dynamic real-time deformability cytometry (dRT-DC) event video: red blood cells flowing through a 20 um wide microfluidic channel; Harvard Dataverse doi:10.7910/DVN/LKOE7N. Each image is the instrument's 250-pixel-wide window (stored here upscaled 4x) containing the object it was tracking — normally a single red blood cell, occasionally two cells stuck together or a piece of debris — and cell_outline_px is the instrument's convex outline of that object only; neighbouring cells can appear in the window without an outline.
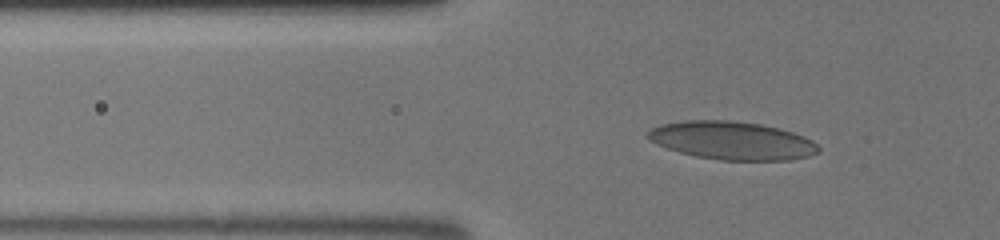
{"species": "human", "species_latin": "Homo sapiens", "temperature_condition": "room temperature", "stored_images_in_passage": 47, "camera_frame_rate_fps": 3000, "um_per_image_px": 0.085, "donor": {"sex": "male"}, "frame": {"image": 1, "passage_image": 18, "time_ms": 5.667, "image_size_px": [1000, 240], "cell_outline_px": [[820, 152], [808, 156], [792, 160], [720, 160], [696, 156], [680, 152], [668, 148], [652, 140], [648, 136], [648, 132], [652, 128], [660, 124], [684, 120], [728, 120], [760, 124], [780, 128], [804, 136], [812, 140], [820, 148]], "centroid_in_image_um": [62.28, 11.94], "position_along_channel_um": 63.5, "area_um2": 37.74}}
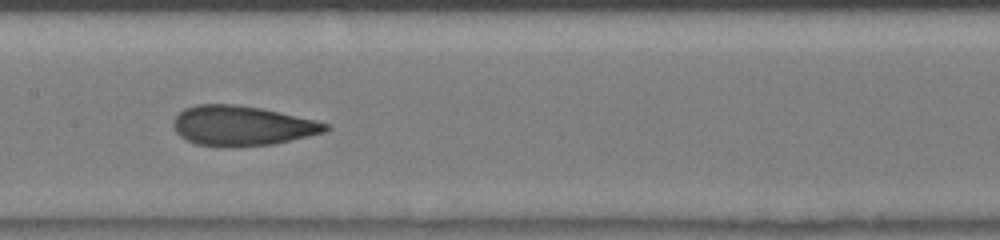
{"frame": {"image": 2, "passage_image": 27, "time_ms": 8.667, "image_size_px": [1000, 240], "cell_outline_px": [[332, 128], [324, 132], [276, 144], [196, 144], [180, 136], [172, 128], [172, 120], [184, 108], [196, 104], [236, 104], [260, 108], [316, 120], [328, 124]], "centroid_in_image_um": [20.57, 10.64], "position_along_channel_um": 186.8, "area_um2": 34.56}}
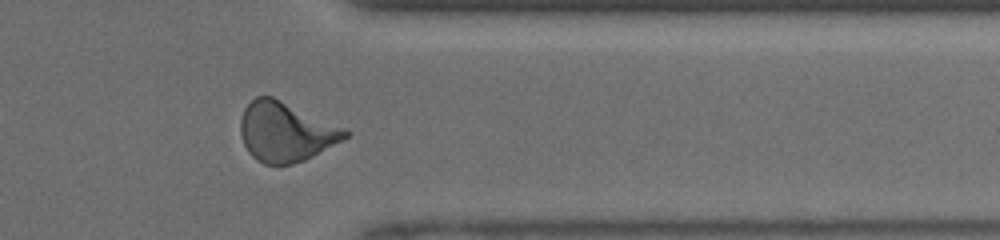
{"frame": {"image": 3, "passage_image": 40, "time_ms": 13.0, "image_size_px": [1000, 240], "cell_outline_px": [[348, 136], [344, 140], [304, 160], [292, 164], [264, 164], [256, 160], [248, 152], [244, 144], [240, 132], [240, 120], [244, 108], [256, 96], [272, 96], [344, 128], [348, 132]], "centroid_in_image_um": [24.25, 11.21], "position_along_channel_um": 387.1, "area_um2": 35.95}}